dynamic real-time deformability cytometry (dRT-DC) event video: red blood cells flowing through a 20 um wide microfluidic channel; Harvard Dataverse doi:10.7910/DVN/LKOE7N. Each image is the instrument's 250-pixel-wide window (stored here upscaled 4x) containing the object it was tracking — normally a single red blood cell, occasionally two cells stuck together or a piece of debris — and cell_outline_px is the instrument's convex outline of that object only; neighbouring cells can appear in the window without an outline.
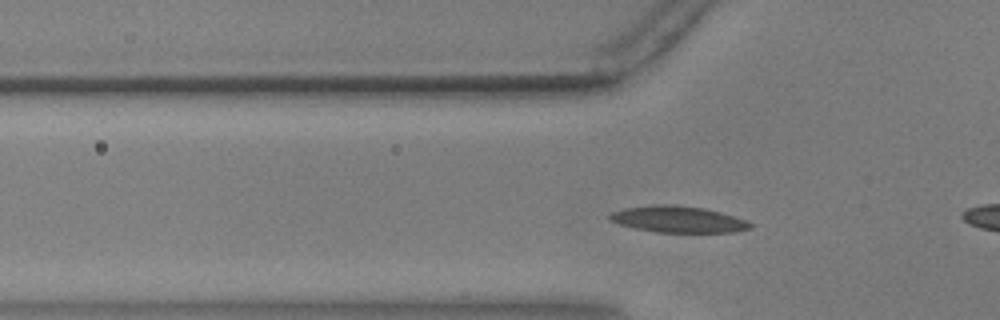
{"species": "common noctule bat (a hibernating species)", "species_latin": "Nyctalus noctula", "temperature_condition": "warm", "stored_images_in_passage": 34, "camera_frame_rate_fps": 3000, "um_per_image_px": 0.085, "animal": {"sex": "male", "body_mass_g": 17.9, "forearm_length_mm": 54.2}, "frame": {"image": 1, "passage_image": 11, "time_ms": 3.333, "image_size_px": [1000, 320], "cell_outline_px": [[752, 228], [736, 232], [656, 232], [632, 228], [608, 220], [608, 216], [612, 212], [624, 208], [656, 204], [668, 204], [704, 208], [720, 212], [744, 220], [752, 224]], "centroid_in_image_um": [57.59, 18.64], "position_along_channel_um": 68.2, "area_um2": 21.56}}
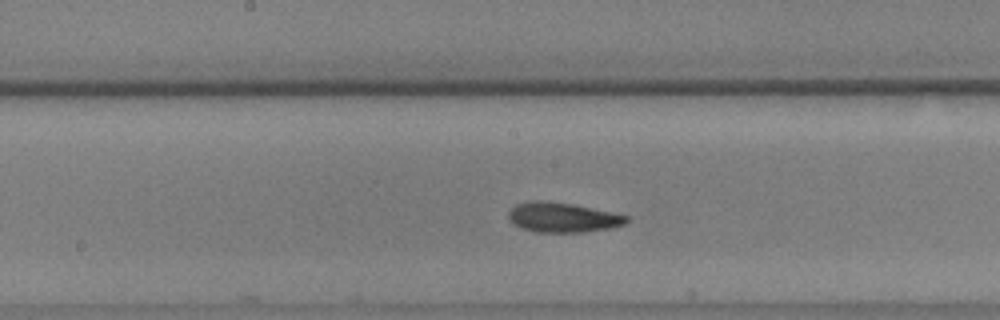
{"frame": {"image": 2, "passage_image": 22, "time_ms": 7.0, "image_size_px": [1000, 320], "cell_outline_px": [[628, 220], [624, 224], [612, 228], [584, 232], [532, 232], [516, 224], [508, 216], [508, 212], [516, 204], [532, 200], [540, 200], [572, 204], [628, 216]], "centroid_in_image_um": [47.82, 18.48], "position_along_channel_um": 200.4, "area_um2": 20.17}}
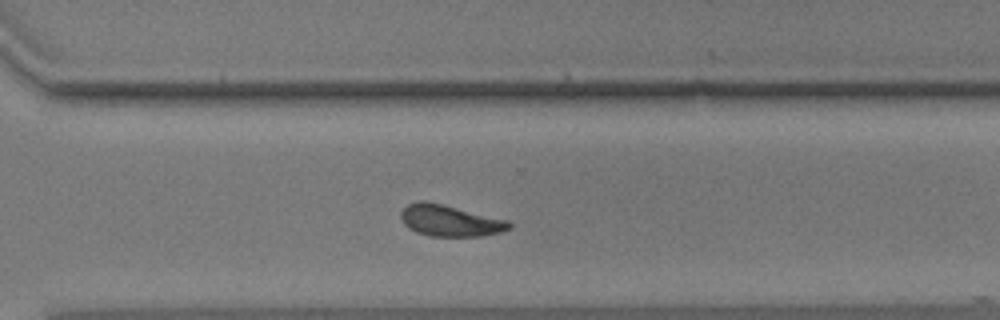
{"frame": {"image": 3, "passage_image": 33, "time_ms": 10.667, "image_size_px": [1000, 320], "cell_outline_px": [[512, 228], [500, 232], [480, 236], [428, 236], [416, 232], [408, 228], [404, 224], [400, 216], [400, 212], [408, 204], [420, 200], [424, 200], [444, 204], [508, 220], [512, 224]], "centroid_in_image_um": [38.23, 18.75], "position_along_channel_um": 332.4, "area_um2": 19.94}}